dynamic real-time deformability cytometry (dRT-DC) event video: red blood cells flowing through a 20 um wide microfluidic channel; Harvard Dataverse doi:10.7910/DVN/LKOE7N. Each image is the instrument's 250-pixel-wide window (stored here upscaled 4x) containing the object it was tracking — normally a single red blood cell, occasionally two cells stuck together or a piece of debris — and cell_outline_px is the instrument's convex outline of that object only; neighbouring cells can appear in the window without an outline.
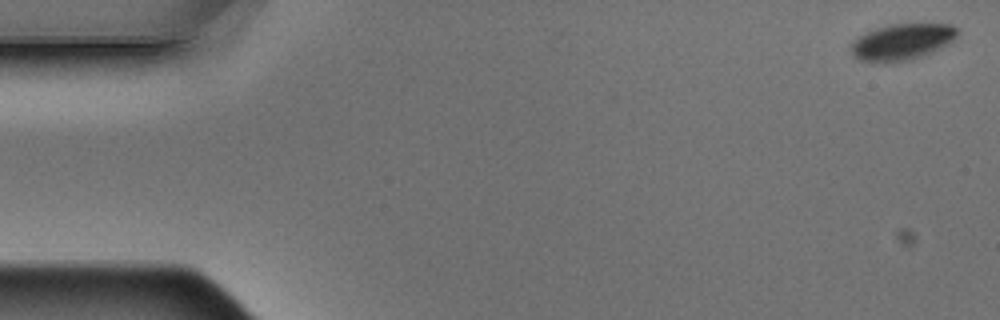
{"species": "Egyptian fruit bat (a non-hibernating species)", "species_latin": "Rousettus aegyptiacus", "temperature_condition": "warm", "stored_images_in_passage": 3, "camera_frame_rate_fps": 3000, "um_per_image_px": 0.085, "animal": {"sex": "male"}, "frame": {"image": 1, "passage_image": 1, "time_ms": 0.0, "image_size_px": [1000, 320], "cell_outline_px": [[956, 36], [948, 44], [924, 56], [912, 60], [884, 64], [880, 64], [860, 60], [852, 52], [852, 40], [856, 36], [876, 28], [892, 24], [952, 24], [956, 28]], "centroid_in_image_um": [76.64, 3.58], "position_along_channel_um": 8.4, "area_um2": 22.72}}